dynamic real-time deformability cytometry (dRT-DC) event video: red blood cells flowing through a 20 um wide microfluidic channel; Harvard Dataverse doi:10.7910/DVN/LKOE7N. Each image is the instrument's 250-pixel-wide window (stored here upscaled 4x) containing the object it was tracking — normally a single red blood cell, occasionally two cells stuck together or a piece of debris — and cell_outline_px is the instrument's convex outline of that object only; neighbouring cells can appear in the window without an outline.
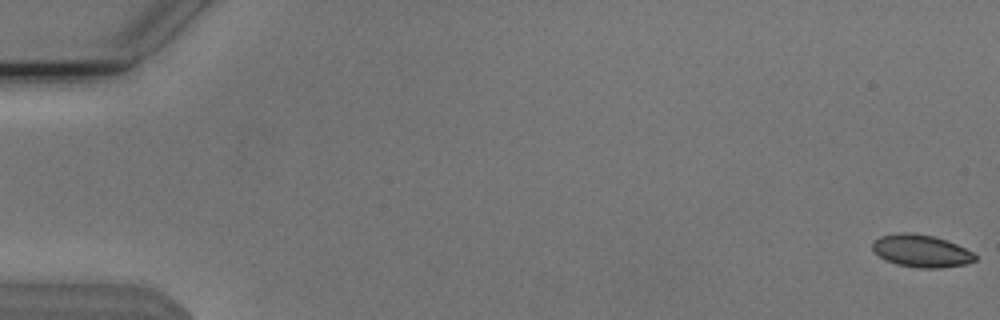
{"species": "Egyptian fruit bat (a non-hibernating species)", "species_latin": "Rousettus aegyptiacus", "temperature_condition": "cold", "stored_images_in_passage": 55, "camera_frame_rate_fps": 3000, "um_per_image_px": 0.085, "animal": {"sex": "male"}, "frame": {"image": 1, "passage_image": 1, "time_ms": 0.0, "image_size_px": [1000, 320], "cell_outline_px": [[976, 260], [964, 264], [940, 268], [920, 268], [896, 264], [884, 260], [872, 248], [872, 240], [880, 236], [900, 232], [912, 232], [932, 236], [956, 244], [972, 252], [976, 256]], "centroid_in_image_um": [78.26, 21.32], "position_along_channel_um": 6.7, "area_um2": 19.31}}
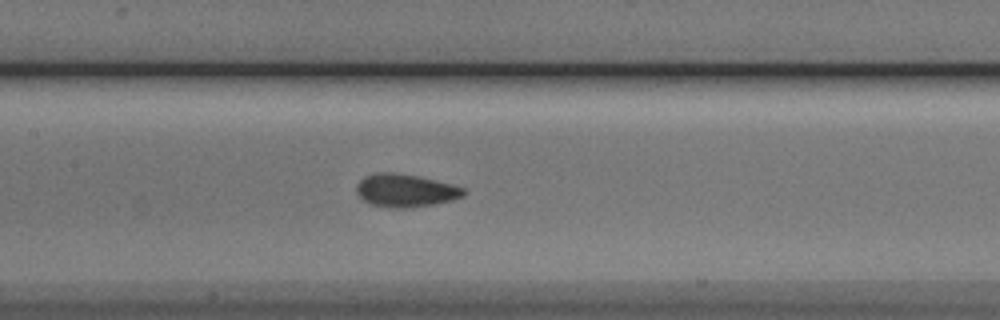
{"frame": {"image": 2, "passage_image": 27, "time_ms": 8.667, "image_size_px": [1000, 320], "cell_outline_px": [[468, 192], [464, 196], [452, 200], [432, 204], [404, 208], [392, 208], [368, 204], [356, 192], [356, 184], [364, 176], [376, 172], [396, 172], [420, 176], [452, 184], [464, 188]], "centroid_in_image_um": [34.46, 16.18], "position_along_channel_um": 172.9, "area_um2": 20.81}}
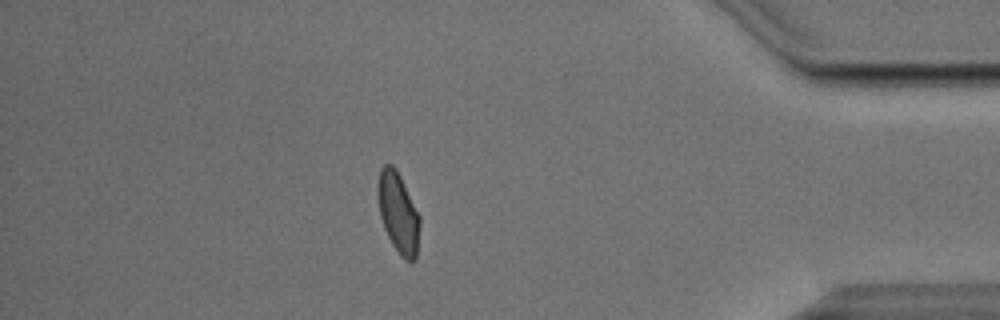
{"frame": {"image": 3, "passage_image": 48, "time_ms": 15.667, "image_size_px": [1000, 320], "cell_outline_px": [[420, 224], [416, 260], [404, 260], [400, 256], [392, 244], [384, 228], [380, 216], [376, 192], [376, 188], [380, 168], [384, 164], [392, 164], [396, 168], [420, 216]], "centroid_in_image_um": [33.83, 18.07], "position_along_channel_um": 401.4, "area_um2": 19.88}, "authors_computed_cell_mechanics": {"area_um2": 19.4786, "velocity_mm_per_s": 3.8093, "shape_relaxation_time_tau1_ms": 2.9619, "shape_relaxation_time_tau2_ms": 1.0305, "deformation_change_tau1": 0.0859, "deformation_change_tau2": 0.0445}}